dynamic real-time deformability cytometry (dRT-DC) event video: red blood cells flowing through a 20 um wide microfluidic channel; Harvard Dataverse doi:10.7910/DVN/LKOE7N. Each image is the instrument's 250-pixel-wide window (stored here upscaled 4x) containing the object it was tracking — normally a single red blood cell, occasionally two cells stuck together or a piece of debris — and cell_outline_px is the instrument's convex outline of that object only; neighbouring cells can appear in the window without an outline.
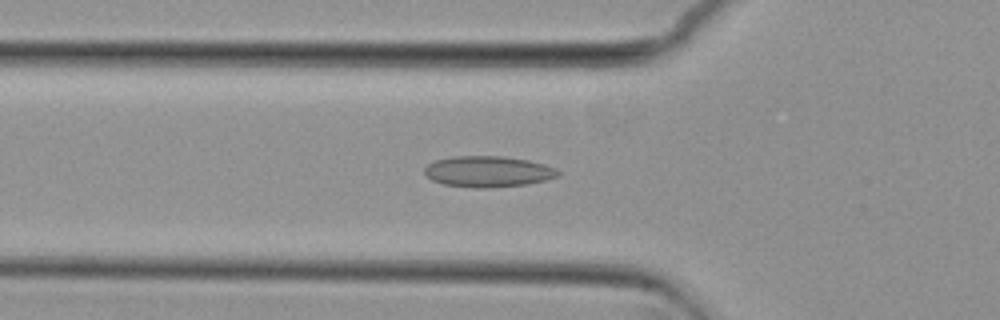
{"species": "common noctule bat (a hibernating species)", "species_latin": "Nyctalus noctula", "temperature_condition": "cold", "stored_images_in_passage": 54, "camera_frame_rate_fps": 3000, "um_per_image_px": 0.085, "animal": {"sex": "female", "body_mass_g": 29.2, "forearm_length_mm": 56.3}, "frame": {"image": 1, "passage_image": 18, "time_ms": 5.667, "image_size_px": [1000, 320], "cell_outline_px": [[560, 176], [528, 184], [484, 188], [472, 188], [444, 184], [432, 180], [424, 172], [424, 168], [428, 164], [436, 160], [452, 156], [504, 156], [528, 160], [544, 164], [556, 168], [560, 172]], "centroid_in_image_um": [41.5, 14.58], "position_along_channel_um": 84.3, "area_um2": 24.16}}
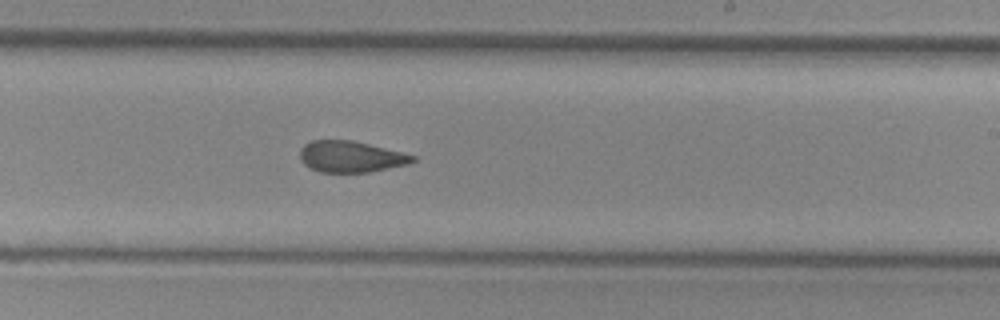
{"frame": {"image": 2, "passage_image": 32, "time_ms": 10.333, "image_size_px": [1000, 320], "cell_outline_px": [[416, 160], [408, 164], [368, 172], [320, 172], [304, 164], [300, 160], [300, 148], [304, 144], [312, 140], [352, 140], [404, 152], [416, 156]], "centroid_in_image_um": [29.82, 13.3], "position_along_channel_um": 259.2, "area_um2": 20.58}}
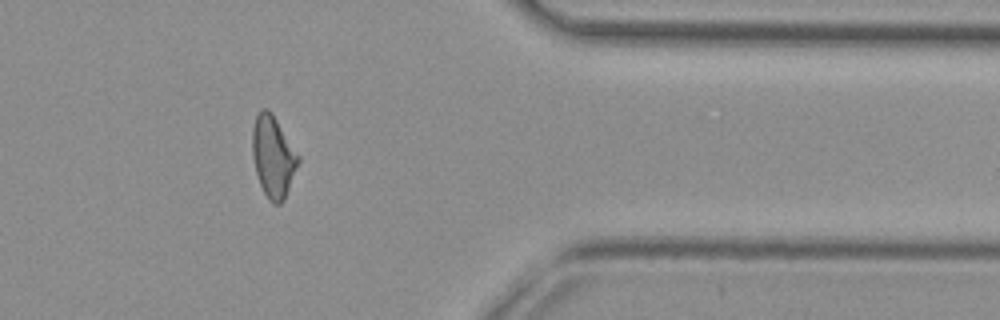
{"frame": {"image": 3, "passage_image": 44, "time_ms": 14.333, "image_size_px": [1000, 320], "cell_outline_px": [[300, 160], [284, 200], [280, 204], [272, 204], [268, 200], [260, 184], [256, 172], [252, 156], [252, 128], [256, 116], [260, 108], [268, 108], [272, 112], [300, 156]], "centroid_in_image_um": [23.21, 13.29], "position_along_channel_um": 388.2, "area_um2": 21.96}, "authors_computed_cell_mechanics": {"area_um2": 21.964, "velocity_mm_per_s": 3.7327, "shape_relaxation_time_tau1_ms": null, "shape_relaxation_time_tau2_ms": 2.3173, "deformation_change_tau1": null, "deformation_change_tau2": 0.1103}}